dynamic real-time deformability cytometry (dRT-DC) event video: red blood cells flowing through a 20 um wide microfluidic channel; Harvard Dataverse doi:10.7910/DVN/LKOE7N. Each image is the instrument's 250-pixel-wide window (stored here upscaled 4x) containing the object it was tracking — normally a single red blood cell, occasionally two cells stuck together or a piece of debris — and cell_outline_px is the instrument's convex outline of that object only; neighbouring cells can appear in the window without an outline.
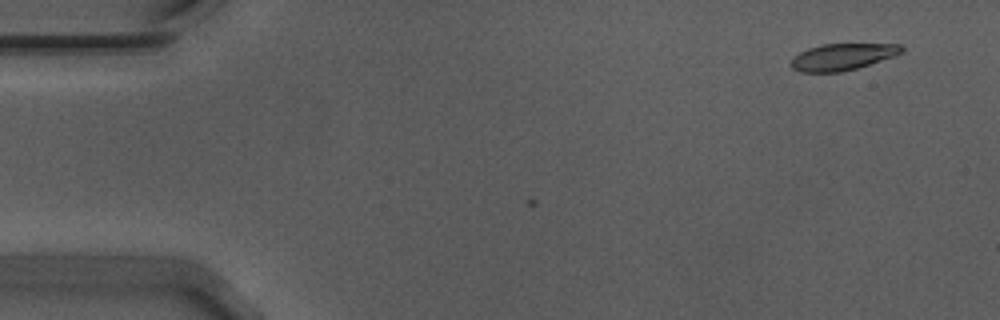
{"species": "Egyptian fruit bat (a non-hibernating species)", "species_latin": "Rousettus aegyptiacus", "temperature_condition": "warm", "stored_images_in_passage": 2, "camera_frame_rate_fps": 3000, "um_per_image_px": 0.085, "animal": {"sex": "male"}, "frame": {"image": 1, "passage_image": 2, "time_ms": 0.333, "image_size_px": [1000, 320], "cell_outline_px": [[904, 52], [856, 68], [840, 72], [800, 72], [792, 68], [788, 64], [792, 56], [808, 48], [820, 44], [900, 44], [904, 48]], "centroid_in_image_um": [71.53, 4.82], "position_along_channel_um": 13.5, "area_um2": 17.17}}